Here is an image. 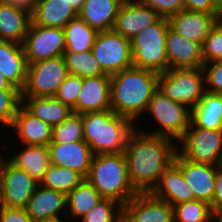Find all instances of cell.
<instances>
[{"mask_svg":"<svg viewBox=\"0 0 222 222\" xmlns=\"http://www.w3.org/2000/svg\"><path fill=\"white\" fill-rule=\"evenodd\" d=\"M171 138L134 129L128 136L124 154L128 176L137 192H152L165 169L174 161L177 148Z\"/></svg>","mask_w":222,"mask_h":222,"instance_id":"1","label":"cell"},{"mask_svg":"<svg viewBox=\"0 0 222 222\" xmlns=\"http://www.w3.org/2000/svg\"><path fill=\"white\" fill-rule=\"evenodd\" d=\"M159 88V73L131 67L111 75V110L132 122L147 111Z\"/></svg>","mask_w":222,"mask_h":222,"instance_id":"2","label":"cell"},{"mask_svg":"<svg viewBox=\"0 0 222 222\" xmlns=\"http://www.w3.org/2000/svg\"><path fill=\"white\" fill-rule=\"evenodd\" d=\"M82 121L84 141L94 155L123 152L135 129L134 122L112 110L82 114Z\"/></svg>","mask_w":222,"mask_h":222,"instance_id":"3","label":"cell"},{"mask_svg":"<svg viewBox=\"0 0 222 222\" xmlns=\"http://www.w3.org/2000/svg\"><path fill=\"white\" fill-rule=\"evenodd\" d=\"M85 180L102 198L116 200L122 206L138 193L130 182L124 152L94 155Z\"/></svg>","mask_w":222,"mask_h":222,"instance_id":"4","label":"cell"},{"mask_svg":"<svg viewBox=\"0 0 222 222\" xmlns=\"http://www.w3.org/2000/svg\"><path fill=\"white\" fill-rule=\"evenodd\" d=\"M169 28L167 18L144 28L131 39L133 67L144 68L157 73L168 70L166 56V35Z\"/></svg>","mask_w":222,"mask_h":222,"instance_id":"5","label":"cell"},{"mask_svg":"<svg viewBox=\"0 0 222 222\" xmlns=\"http://www.w3.org/2000/svg\"><path fill=\"white\" fill-rule=\"evenodd\" d=\"M159 89L170 99L192 110L205 92L202 68H171L159 73Z\"/></svg>","mask_w":222,"mask_h":222,"instance_id":"6","label":"cell"},{"mask_svg":"<svg viewBox=\"0 0 222 222\" xmlns=\"http://www.w3.org/2000/svg\"><path fill=\"white\" fill-rule=\"evenodd\" d=\"M147 111L161 128L147 132L150 135L165 136L178 141L191 123L190 109L167 97L159 88L154 92Z\"/></svg>","mask_w":222,"mask_h":222,"instance_id":"7","label":"cell"},{"mask_svg":"<svg viewBox=\"0 0 222 222\" xmlns=\"http://www.w3.org/2000/svg\"><path fill=\"white\" fill-rule=\"evenodd\" d=\"M182 144L179 153L183 158L213 166H222V130L196 127L192 122L178 140Z\"/></svg>","mask_w":222,"mask_h":222,"instance_id":"8","label":"cell"},{"mask_svg":"<svg viewBox=\"0 0 222 222\" xmlns=\"http://www.w3.org/2000/svg\"><path fill=\"white\" fill-rule=\"evenodd\" d=\"M105 74L133 67L131 40L112 30L99 31L91 48Z\"/></svg>","mask_w":222,"mask_h":222,"instance_id":"9","label":"cell"},{"mask_svg":"<svg viewBox=\"0 0 222 222\" xmlns=\"http://www.w3.org/2000/svg\"><path fill=\"white\" fill-rule=\"evenodd\" d=\"M68 75L63 55L29 64L21 97L54 96Z\"/></svg>","mask_w":222,"mask_h":222,"instance_id":"10","label":"cell"},{"mask_svg":"<svg viewBox=\"0 0 222 222\" xmlns=\"http://www.w3.org/2000/svg\"><path fill=\"white\" fill-rule=\"evenodd\" d=\"M22 45L28 65L62 56L66 46L64 28L45 27L31 21Z\"/></svg>","mask_w":222,"mask_h":222,"instance_id":"11","label":"cell"},{"mask_svg":"<svg viewBox=\"0 0 222 222\" xmlns=\"http://www.w3.org/2000/svg\"><path fill=\"white\" fill-rule=\"evenodd\" d=\"M38 186L26 171L6 161L0 184V206L25 209Z\"/></svg>","mask_w":222,"mask_h":222,"instance_id":"12","label":"cell"},{"mask_svg":"<svg viewBox=\"0 0 222 222\" xmlns=\"http://www.w3.org/2000/svg\"><path fill=\"white\" fill-rule=\"evenodd\" d=\"M123 222H173V206L152 192H138L123 206Z\"/></svg>","mask_w":222,"mask_h":222,"instance_id":"13","label":"cell"},{"mask_svg":"<svg viewBox=\"0 0 222 222\" xmlns=\"http://www.w3.org/2000/svg\"><path fill=\"white\" fill-rule=\"evenodd\" d=\"M174 162L181 168L185 181L194 192V199L211 206L215 191V174L219 166L196 163L176 153Z\"/></svg>","mask_w":222,"mask_h":222,"instance_id":"14","label":"cell"},{"mask_svg":"<svg viewBox=\"0 0 222 222\" xmlns=\"http://www.w3.org/2000/svg\"><path fill=\"white\" fill-rule=\"evenodd\" d=\"M161 16L140 0H125L121 5L113 30L132 39L144 28L156 23Z\"/></svg>","mask_w":222,"mask_h":222,"instance_id":"15","label":"cell"},{"mask_svg":"<svg viewBox=\"0 0 222 222\" xmlns=\"http://www.w3.org/2000/svg\"><path fill=\"white\" fill-rule=\"evenodd\" d=\"M111 76L108 74L83 79L73 113L85 114L111 110Z\"/></svg>","mask_w":222,"mask_h":222,"instance_id":"16","label":"cell"},{"mask_svg":"<svg viewBox=\"0 0 222 222\" xmlns=\"http://www.w3.org/2000/svg\"><path fill=\"white\" fill-rule=\"evenodd\" d=\"M47 147L51 164L74 170L85 179L87 178L94 154L84 140L69 143H49Z\"/></svg>","mask_w":222,"mask_h":222,"instance_id":"17","label":"cell"},{"mask_svg":"<svg viewBox=\"0 0 222 222\" xmlns=\"http://www.w3.org/2000/svg\"><path fill=\"white\" fill-rule=\"evenodd\" d=\"M166 56L168 69L171 68H202L203 47L168 28L166 35Z\"/></svg>","mask_w":222,"mask_h":222,"instance_id":"18","label":"cell"},{"mask_svg":"<svg viewBox=\"0 0 222 222\" xmlns=\"http://www.w3.org/2000/svg\"><path fill=\"white\" fill-rule=\"evenodd\" d=\"M218 20L213 14L185 9L168 18L169 27L173 31L202 45Z\"/></svg>","mask_w":222,"mask_h":222,"instance_id":"19","label":"cell"},{"mask_svg":"<svg viewBox=\"0 0 222 222\" xmlns=\"http://www.w3.org/2000/svg\"><path fill=\"white\" fill-rule=\"evenodd\" d=\"M66 205L67 197L64 193L39 185L25 209L36 222H52L61 220L58 214L63 209L65 211Z\"/></svg>","mask_w":222,"mask_h":222,"instance_id":"20","label":"cell"},{"mask_svg":"<svg viewBox=\"0 0 222 222\" xmlns=\"http://www.w3.org/2000/svg\"><path fill=\"white\" fill-rule=\"evenodd\" d=\"M0 71L12 86L20 91L24 89L28 62L23 45L0 40Z\"/></svg>","mask_w":222,"mask_h":222,"instance_id":"21","label":"cell"},{"mask_svg":"<svg viewBox=\"0 0 222 222\" xmlns=\"http://www.w3.org/2000/svg\"><path fill=\"white\" fill-rule=\"evenodd\" d=\"M152 193L171 205L194 200V192L189 187L181 168L173 161L161 175Z\"/></svg>","mask_w":222,"mask_h":222,"instance_id":"22","label":"cell"},{"mask_svg":"<svg viewBox=\"0 0 222 222\" xmlns=\"http://www.w3.org/2000/svg\"><path fill=\"white\" fill-rule=\"evenodd\" d=\"M31 21V12L0 0V40L22 45Z\"/></svg>","mask_w":222,"mask_h":222,"instance_id":"23","label":"cell"},{"mask_svg":"<svg viewBox=\"0 0 222 222\" xmlns=\"http://www.w3.org/2000/svg\"><path fill=\"white\" fill-rule=\"evenodd\" d=\"M16 129L22 144L48 146L52 139V127L33 116L22 105L17 109L11 126Z\"/></svg>","mask_w":222,"mask_h":222,"instance_id":"24","label":"cell"},{"mask_svg":"<svg viewBox=\"0 0 222 222\" xmlns=\"http://www.w3.org/2000/svg\"><path fill=\"white\" fill-rule=\"evenodd\" d=\"M78 12L67 0H36L31 13L32 22L37 25L65 28Z\"/></svg>","mask_w":222,"mask_h":222,"instance_id":"25","label":"cell"},{"mask_svg":"<svg viewBox=\"0 0 222 222\" xmlns=\"http://www.w3.org/2000/svg\"><path fill=\"white\" fill-rule=\"evenodd\" d=\"M125 0H85L78 15L98 31L112 30Z\"/></svg>","mask_w":222,"mask_h":222,"instance_id":"26","label":"cell"},{"mask_svg":"<svg viewBox=\"0 0 222 222\" xmlns=\"http://www.w3.org/2000/svg\"><path fill=\"white\" fill-rule=\"evenodd\" d=\"M21 105L33 116L48 123L51 127L62 123L73 113L69 106L54 96L21 97Z\"/></svg>","mask_w":222,"mask_h":222,"instance_id":"27","label":"cell"},{"mask_svg":"<svg viewBox=\"0 0 222 222\" xmlns=\"http://www.w3.org/2000/svg\"><path fill=\"white\" fill-rule=\"evenodd\" d=\"M25 149L8 161L15 167L23 169L38 183L43 179L51 165L47 146L25 145Z\"/></svg>","mask_w":222,"mask_h":222,"instance_id":"28","label":"cell"},{"mask_svg":"<svg viewBox=\"0 0 222 222\" xmlns=\"http://www.w3.org/2000/svg\"><path fill=\"white\" fill-rule=\"evenodd\" d=\"M191 122L196 127L222 130V99L216 93L204 92L191 110Z\"/></svg>","mask_w":222,"mask_h":222,"instance_id":"29","label":"cell"},{"mask_svg":"<svg viewBox=\"0 0 222 222\" xmlns=\"http://www.w3.org/2000/svg\"><path fill=\"white\" fill-rule=\"evenodd\" d=\"M65 51L83 52L91 50L98 30L92 28L89 24L77 15L72 18L65 26Z\"/></svg>","mask_w":222,"mask_h":222,"instance_id":"30","label":"cell"},{"mask_svg":"<svg viewBox=\"0 0 222 222\" xmlns=\"http://www.w3.org/2000/svg\"><path fill=\"white\" fill-rule=\"evenodd\" d=\"M66 197V207L70 210V216L73 218L80 217V219L90 212L102 199L101 195L87 180H84Z\"/></svg>","mask_w":222,"mask_h":222,"instance_id":"31","label":"cell"},{"mask_svg":"<svg viewBox=\"0 0 222 222\" xmlns=\"http://www.w3.org/2000/svg\"><path fill=\"white\" fill-rule=\"evenodd\" d=\"M84 180L85 178L74 170L51 164L39 185L67 196Z\"/></svg>","mask_w":222,"mask_h":222,"instance_id":"32","label":"cell"},{"mask_svg":"<svg viewBox=\"0 0 222 222\" xmlns=\"http://www.w3.org/2000/svg\"><path fill=\"white\" fill-rule=\"evenodd\" d=\"M68 73L79 76L82 79L105 75L98 60L91 50L83 52L64 51Z\"/></svg>","mask_w":222,"mask_h":222,"instance_id":"33","label":"cell"},{"mask_svg":"<svg viewBox=\"0 0 222 222\" xmlns=\"http://www.w3.org/2000/svg\"><path fill=\"white\" fill-rule=\"evenodd\" d=\"M173 206V222H210L211 206L200 200L176 203Z\"/></svg>","mask_w":222,"mask_h":222,"instance_id":"34","label":"cell"},{"mask_svg":"<svg viewBox=\"0 0 222 222\" xmlns=\"http://www.w3.org/2000/svg\"><path fill=\"white\" fill-rule=\"evenodd\" d=\"M84 140L82 115L72 113L62 123L52 127L50 143H69Z\"/></svg>","mask_w":222,"mask_h":222,"instance_id":"35","label":"cell"},{"mask_svg":"<svg viewBox=\"0 0 222 222\" xmlns=\"http://www.w3.org/2000/svg\"><path fill=\"white\" fill-rule=\"evenodd\" d=\"M81 220V222H122L123 206L116 200L102 198Z\"/></svg>","mask_w":222,"mask_h":222,"instance_id":"36","label":"cell"},{"mask_svg":"<svg viewBox=\"0 0 222 222\" xmlns=\"http://www.w3.org/2000/svg\"><path fill=\"white\" fill-rule=\"evenodd\" d=\"M21 105V91L18 89H0V123L12 126L18 107Z\"/></svg>","mask_w":222,"mask_h":222,"instance_id":"37","label":"cell"},{"mask_svg":"<svg viewBox=\"0 0 222 222\" xmlns=\"http://www.w3.org/2000/svg\"><path fill=\"white\" fill-rule=\"evenodd\" d=\"M202 47L204 63L222 60V19L212 27Z\"/></svg>","mask_w":222,"mask_h":222,"instance_id":"38","label":"cell"},{"mask_svg":"<svg viewBox=\"0 0 222 222\" xmlns=\"http://www.w3.org/2000/svg\"><path fill=\"white\" fill-rule=\"evenodd\" d=\"M82 85L83 79L81 77L69 74L57 89L54 97L73 109L76 105Z\"/></svg>","mask_w":222,"mask_h":222,"instance_id":"39","label":"cell"},{"mask_svg":"<svg viewBox=\"0 0 222 222\" xmlns=\"http://www.w3.org/2000/svg\"><path fill=\"white\" fill-rule=\"evenodd\" d=\"M202 69L205 91L216 94L222 91V60L204 63Z\"/></svg>","mask_w":222,"mask_h":222,"instance_id":"40","label":"cell"},{"mask_svg":"<svg viewBox=\"0 0 222 222\" xmlns=\"http://www.w3.org/2000/svg\"><path fill=\"white\" fill-rule=\"evenodd\" d=\"M144 5L149 6L161 17L169 18L184 10L182 0H140Z\"/></svg>","mask_w":222,"mask_h":222,"instance_id":"41","label":"cell"},{"mask_svg":"<svg viewBox=\"0 0 222 222\" xmlns=\"http://www.w3.org/2000/svg\"><path fill=\"white\" fill-rule=\"evenodd\" d=\"M185 10L213 14L222 19V2L220 0H182Z\"/></svg>","mask_w":222,"mask_h":222,"instance_id":"42","label":"cell"},{"mask_svg":"<svg viewBox=\"0 0 222 222\" xmlns=\"http://www.w3.org/2000/svg\"><path fill=\"white\" fill-rule=\"evenodd\" d=\"M0 222H36L26 209L8 208L0 206Z\"/></svg>","mask_w":222,"mask_h":222,"instance_id":"43","label":"cell"},{"mask_svg":"<svg viewBox=\"0 0 222 222\" xmlns=\"http://www.w3.org/2000/svg\"><path fill=\"white\" fill-rule=\"evenodd\" d=\"M212 212H222V166L217 168L215 174V191L212 201Z\"/></svg>","mask_w":222,"mask_h":222,"instance_id":"44","label":"cell"},{"mask_svg":"<svg viewBox=\"0 0 222 222\" xmlns=\"http://www.w3.org/2000/svg\"><path fill=\"white\" fill-rule=\"evenodd\" d=\"M32 13L36 0H1Z\"/></svg>","mask_w":222,"mask_h":222,"instance_id":"45","label":"cell"},{"mask_svg":"<svg viewBox=\"0 0 222 222\" xmlns=\"http://www.w3.org/2000/svg\"><path fill=\"white\" fill-rule=\"evenodd\" d=\"M0 89H17L16 87L11 85V83L4 77L1 71H0Z\"/></svg>","mask_w":222,"mask_h":222,"instance_id":"46","label":"cell"},{"mask_svg":"<svg viewBox=\"0 0 222 222\" xmlns=\"http://www.w3.org/2000/svg\"><path fill=\"white\" fill-rule=\"evenodd\" d=\"M69 3L72 4V7L79 12L84 5L85 0H67Z\"/></svg>","mask_w":222,"mask_h":222,"instance_id":"47","label":"cell"},{"mask_svg":"<svg viewBox=\"0 0 222 222\" xmlns=\"http://www.w3.org/2000/svg\"><path fill=\"white\" fill-rule=\"evenodd\" d=\"M210 222H222V212H212Z\"/></svg>","mask_w":222,"mask_h":222,"instance_id":"48","label":"cell"},{"mask_svg":"<svg viewBox=\"0 0 222 222\" xmlns=\"http://www.w3.org/2000/svg\"><path fill=\"white\" fill-rule=\"evenodd\" d=\"M6 162H4L2 156L0 155V184H1V178H2V171H3V167L5 165Z\"/></svg>","mask_w":222,"mask_h":222,"instance_id":"49","label":"cell"},{"mask_svg":"<svg viewBox=\"0 0 222 222\" xmlns=\"http://www.w3.org/2000/svg\"><path fill=\"white\" fill-rule=\"evenodd\" d=\"M218 95L221 97V99H222V91H220L219 93H218Z\"/></svg>","mask_w":222,"mask_h":222,"instance_id":"50","label":"cell"}]
</instances>
